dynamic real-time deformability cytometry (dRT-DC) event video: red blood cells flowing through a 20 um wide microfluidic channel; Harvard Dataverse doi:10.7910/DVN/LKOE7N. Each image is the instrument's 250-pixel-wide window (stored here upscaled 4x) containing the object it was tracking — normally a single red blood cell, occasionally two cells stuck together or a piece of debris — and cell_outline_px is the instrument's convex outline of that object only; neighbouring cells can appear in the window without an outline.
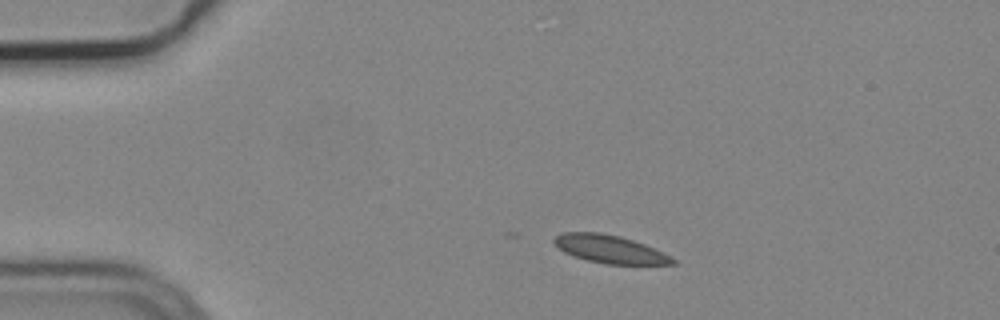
{"species": "common noctule bat (a hibernating species)", "species_latin": "Nyctalus noctula", "temperature_condition": "cold", "stored_images_in_passage": 5, "camera_frame_rate_fps": 3000, "um_per_image_px": 0.085, "animal": {"sex": "male", "body_mass_g": 19.2, "forearm_length_mm": 51.8}, "frame": {"image": 1, "passage_image": 1, "time_ms": 0.0, "image_size_px": [1000, 320], "cell_outline_px": [[676, 264], [604, 264], [572, 256], [564, 252], [552, 240], [560, 232], [600, 232], [620, 236], [644, 244], [676, 260]], "centroid_in_image_um": [51.78, 21.17], "position_along_channel_um": 33.2, "area_um2": 19.07}}
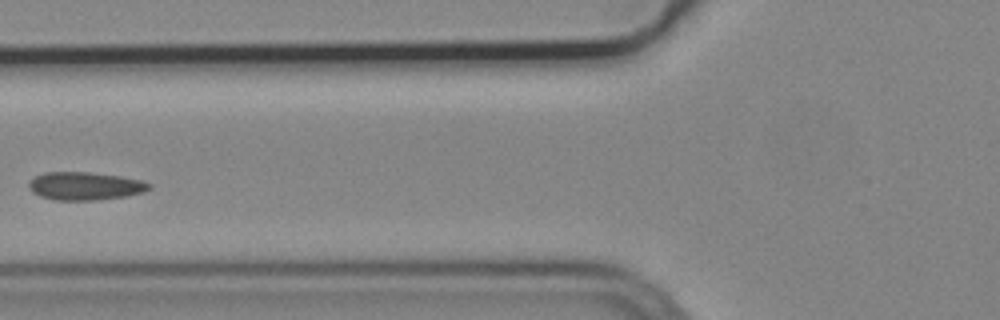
{"frame": {"image": 2, "passage_image": 4, "time_ms": 1.0, "image_size_px": [1000, 320], "cell_outline_px": [[152, 188], [144, 192], [128, 196], [96, 200], [56, 200], [40, 196], [32, 192], [28, 188], [28, 180], [44, 172], [88, 172], [120, 176], [140, 180], [152, 184]], "centroid_in_image_um": [7.22, 15.81], "position_along_channel_um": 118.6, "area_um2": 19.83}}
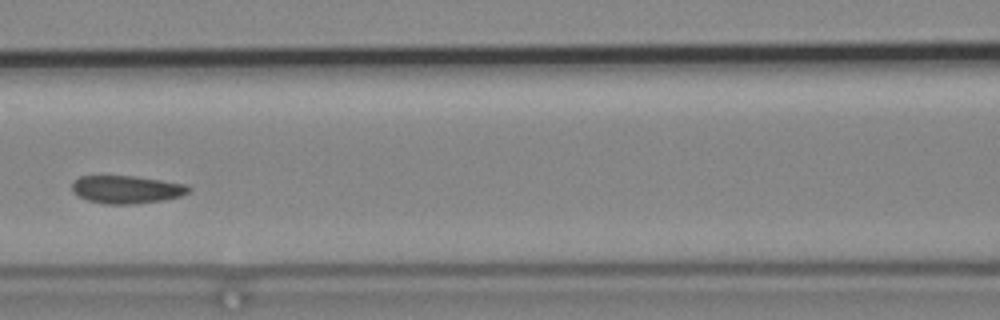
{"frame": {"image": 3, "passage_image": 5, "time_ms": 1.333, "image_size_px": [1000, 320], "cell_outline_px": [[192, 188], [188, 192], [180, 196], [164, 200], [132, 204], [104, 204], [88, 200], [72, 192], [72, 180], [80, 176], [136, 176], [184, 184]], "centroid_in_image_um": [10.73, 16.1], "position_along_channel_um": 155.9, "area_um2": 18.9}}